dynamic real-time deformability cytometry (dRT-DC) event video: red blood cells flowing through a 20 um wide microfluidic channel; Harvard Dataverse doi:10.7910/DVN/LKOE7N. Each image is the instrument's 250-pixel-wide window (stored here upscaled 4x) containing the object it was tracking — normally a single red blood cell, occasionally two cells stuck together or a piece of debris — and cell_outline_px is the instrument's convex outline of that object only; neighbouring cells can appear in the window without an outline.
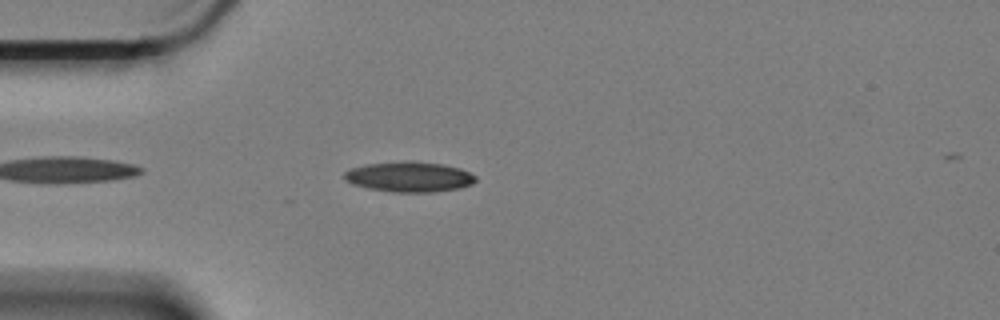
{"species": "Egyptian fruit bat (a non-hibernating species)", "species_latin": "Rousettus aegyptiacus", "temperature_condition": "cold", "stored_images_in_passage": 19, "camera_frame_rate_fps": 3000, "um_per_image_px": 0.085, "animal": {"sex": "female"}, "frame": {"image": 1, "passage_image": 4, "time_ms": 1.0, "image_size_px": [1000, 320], "cell_outline_px": [[476, 180], [472, 184], [460, 188], [436, 192], [392, 192], [368, 188], [352, 184], [344, 176], [344, 172], [352, 168], [368, 164], [444, 164], [460, 168], [476, 176]], "centroid_in_image_um": [34.84, 15.09], "position_along_channel_um": 50.2, "area_um2": 22.08}}
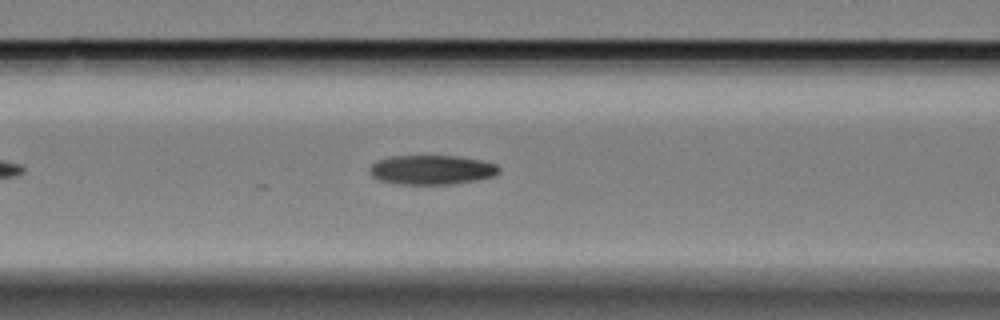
{"frame": {"image": 2, "passage_image": 12, "time_ms": 3.667, "image_size_px": [1000, 320], "cell_outline_px": [[500, 172], [496, 176], [476, 180], [452, 184], [396, 184], [380, 180], [372, 176], [368, 172], [368, 168], [376, 160], [392, 156], [456, 156], [480, 160], [496, 164], [500, 168]], "centroid_in_image_um": [36.68, 14.44], "position_along_channel_um": 129.9, "area_um2": 22.31}}
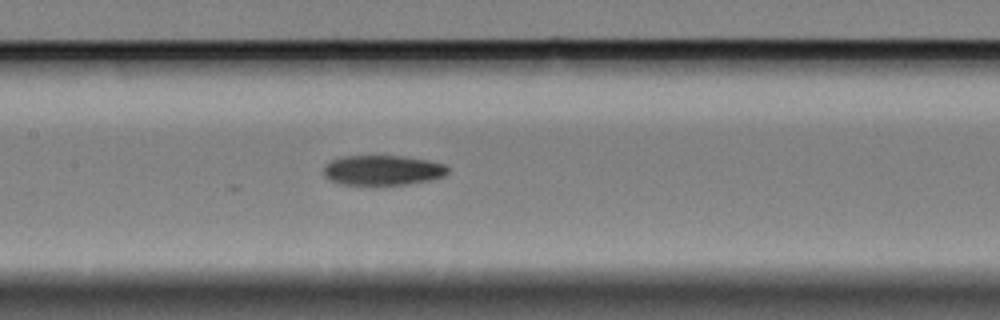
{"frame": {"image": 3, "passage_image": 16, "time_ms": 5.0, "image_size_px": [1000, 320], "cell_outline_px": [[448, 172], [444, 176], [428, 180], [408, 184], [384, 188], [372, 188], [340, 184], [328, 180], [324, 176], [324, 168], [332, 160], [344, 156], [400, 156], [428, 160], [444, 164], [448, 168]], "centroid_in_image_um": [32.49, 14.53], "position_along_channel_um": 174.9, "area_um2": 22.6}}